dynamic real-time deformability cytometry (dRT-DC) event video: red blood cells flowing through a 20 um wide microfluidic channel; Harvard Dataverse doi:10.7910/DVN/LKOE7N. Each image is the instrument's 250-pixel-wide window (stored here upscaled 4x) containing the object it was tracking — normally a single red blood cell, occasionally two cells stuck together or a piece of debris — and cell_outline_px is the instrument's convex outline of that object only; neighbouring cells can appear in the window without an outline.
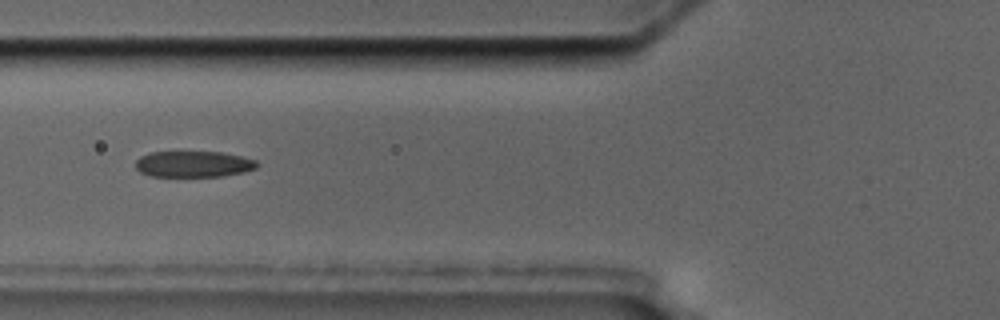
{"species": "common noctule bat (a hibernating species)", "species_latin": "Nyctalus noctula", "temperature_condition": "cold", "stored_images_in_passage": 16, "segment_of_instrument_passage": [2, 2], "camera_frame_rate_fps": 3000, "um_per_image_px": 0.085, "animal": {"sex": "male", "body_mass_g": 17.5, "forearm_length_mm": 52.3}, "frame": {"image": 1, "passage_image": 7, "time_ms": 7.667, "image_size_px": [1000, 320], "cell_outline_px": [[260, 164], [256, 168], [244, 172], [220, 176], [152, 176], [140, 172], [136, 168], [136, 160], [140, 156], [152, 152], [224, 152], [256, 160]], "centroid_in_image_um": [16.46, 13.94], "position_along_channel_um": 109.3, "area_um2": 18.44}}
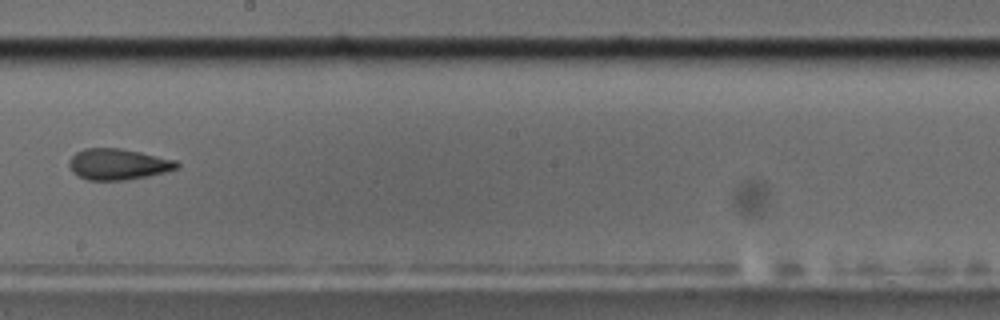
{"frame": {"image": 2, "passage_image": 10, "time_ms": 11.333, "image_size_px": [1000, 320], "cell_outline_px": [[180, 168], [148, 176], [124, 180], [88, 180], [72, 172], [68, 164], [68, 160], [76, 152], [84, 148], [120, 148], [140, 152], [176, 160], [180, 164]], "centroid_in_image_um": [10.04, 13.95], "position_along_channel_um": 238.2, "area_um2": 19.54}}